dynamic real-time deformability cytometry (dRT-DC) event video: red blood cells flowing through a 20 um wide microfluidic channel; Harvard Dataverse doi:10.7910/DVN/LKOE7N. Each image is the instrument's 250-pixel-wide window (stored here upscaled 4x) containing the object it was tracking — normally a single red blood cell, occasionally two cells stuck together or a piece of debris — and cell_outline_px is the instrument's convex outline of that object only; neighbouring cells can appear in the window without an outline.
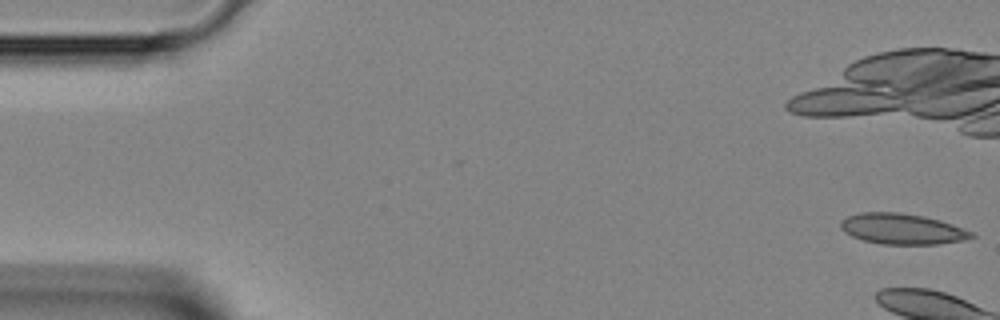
{"species": "Egyptian fruit bat (a non-hibernating species)", "species_latin": "Rousettus aegyptiacus", "temperature_condition": "room temperature", "stored_images_in_passage": 5, "camera_frame_rate_fps": 3000, "um_per_image_px": 0.085, "animal": {"sex": "female"}, "frame": {"image": 1, "passage_image": 1, "time_ms": 0.0, "image_size_px": [1000, 320], "cell_outline_px": [[976, 236], [964, 240], [940, 244], [880, 244], [864, 240], [852, 236], [844, 232], [840, 228], [840, 220], [848, 216], [860, 212], [896, 212], [924, 216], [940, 220], [952, 224], [972, 232]], "centroid_in_image_um": [76.66, 19.46], "position_along_channel_um": 8.3, "area_um2": 23.41}}